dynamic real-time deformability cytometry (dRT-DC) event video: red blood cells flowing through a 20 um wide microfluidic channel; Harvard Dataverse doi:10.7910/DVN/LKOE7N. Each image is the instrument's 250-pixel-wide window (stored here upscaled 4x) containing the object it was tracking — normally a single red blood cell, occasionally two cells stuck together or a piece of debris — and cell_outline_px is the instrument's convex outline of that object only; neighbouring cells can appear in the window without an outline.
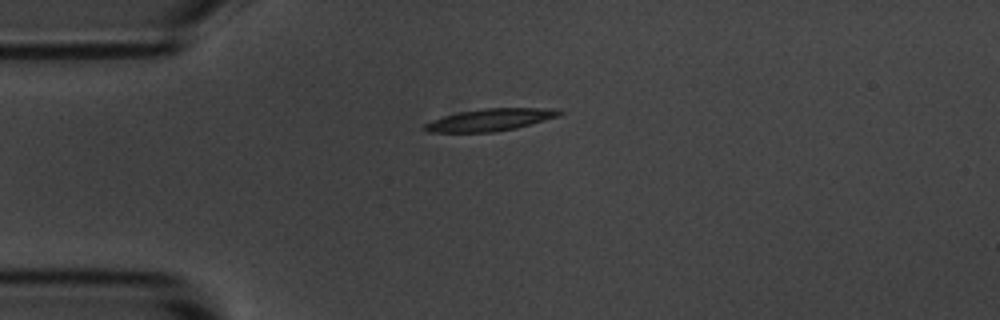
{"species": "common noctule bat (a hibernating species)", "species_latin": "Nyctalus noctula", "temperature_condition": "room temperature", "stored_images_in_passage": 11, "camera_frame_rate_fps": 3000, "um_per_image_px": 0.085, "animal": {"sex": "male", "body_mass_g": 20.1, "forearm_length_mm": 53.5}, "frame": {"image": 1, "passage_image": 4, "time_ms": 4.333, "image_size_px": [1000, 320], "cell_outline_px": [[564, 112], [560, 116], [516, 128], [496, 132], [428, 132], [424, 128], [424, 124], [432, 120], [444, 116], [460, 112], [484, 108], [556, 108]], "centroid_in_image_um": [41.71, 10.18], "position_along_channel_um": 43.3, "area_um2": 17.4}}
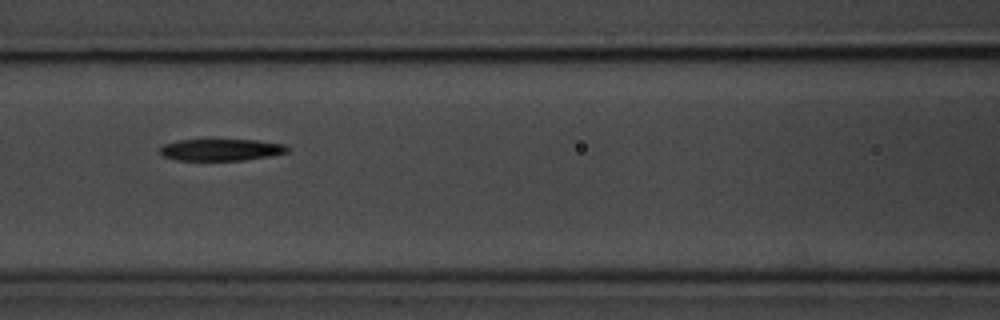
{"frame": {"image": 2, "passage_image": 7, "time_ms": 7.667, "image_size_px": [1000, 320], "cell_outline_px": [[292, 148], [288, 152], [272, 156], [244, 160], [176, 160], [160, 156], [160, 148], [164, 144], [180, 140], [256, 140], [284, 144]], "centroid_in_image_um": [18.82, 12.74], "position_along_channel_um": 147.8, "area_um2": 16.3}}
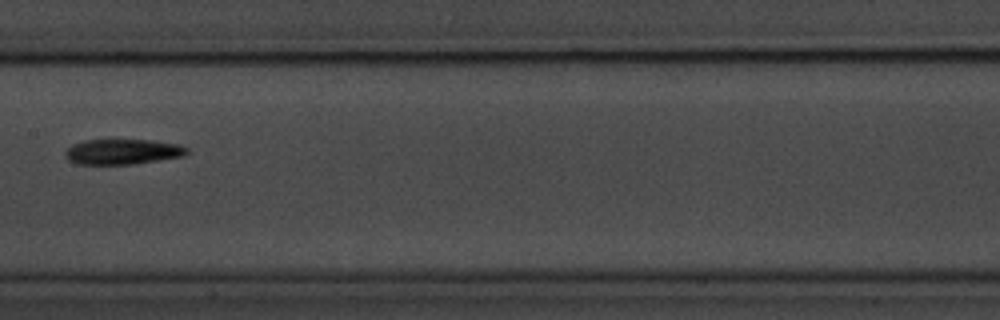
{"frame": {"image": 3, "passage_image": 8, "time_ms": 9.0, "image_size_px": [1000, 320], "cell_outline_px": [[188, 152], [184, 156], [132, 164], [80, 164], [68, 160], [64, 156], [64, 152], [72, 144], [84, 140], [152, 140], [180, 144], [188, 148]], "centroid_in_image_um": [10.42, 12.89], "position_along_channel_um": 197.0, "area_um2": 17.98}}